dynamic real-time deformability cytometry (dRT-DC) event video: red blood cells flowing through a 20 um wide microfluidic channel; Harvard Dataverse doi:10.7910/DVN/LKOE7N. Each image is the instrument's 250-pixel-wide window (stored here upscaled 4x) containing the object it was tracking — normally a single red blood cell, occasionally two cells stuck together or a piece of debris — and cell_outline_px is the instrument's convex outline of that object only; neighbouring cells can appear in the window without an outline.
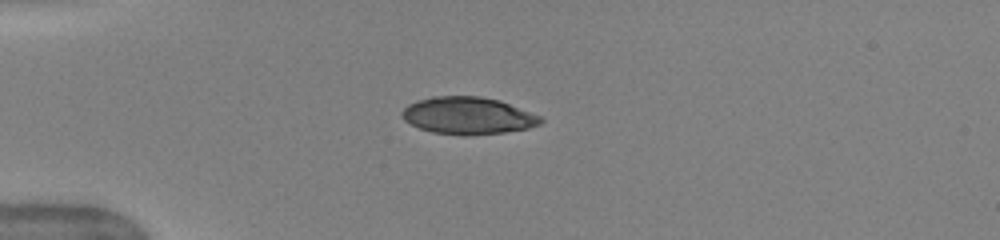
{"species": "human", "species_latin": "Homo sapiens", "temperature_condition": "warm", "stored_images_in_passage": 37, "camera_frame_rate_fps": 3000, "um_per_image_px": 0.085, "donor": {"sex": "female"}, "frame": {"image": 1, "passage_image": 1, "time_ms": 0.0, "image_size_px": [1000, 240], "cell_outline_px": [[544, 120], [540, 124], [528, 128], [504, 132], [468, 136], [464, 136], [432, 132], [420, 128], [404, 120], [400, 112], [408, 104], [416, 100], [432, 96], [480, 96], [500, 100], [540, 116]], "centroid_in_image_um": [39.75, 9.83], "position_along_channel_um": 45.2, "area_um2": 30.17}}
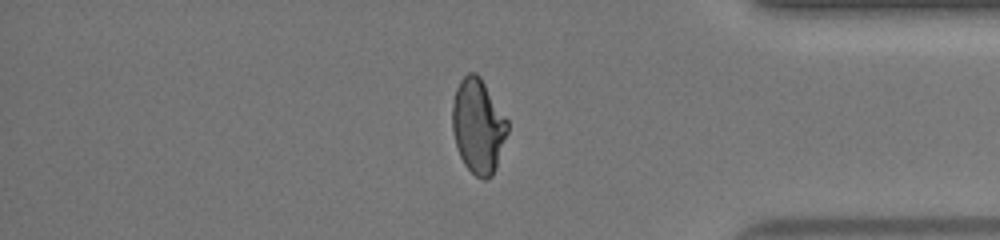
{"frame": {"image": 2, "passage_image": 30, "time_ms": 9.667, "image_size_px": [1000, 240], "cell_outline_px": [[508, 132], [496, 168], [492, 176], [484, 180], [476, 176], [464, 164], [460, 156], [456, 144], [452, 128], [452, 104], [456, 88], [460, 80], [468, 72], [476, 72], [480, 76], [508, 120]], "centroid_in_image_um": [40.64, 10.7], "position_along_channel_um": 394.6, "area_um2": 30.46}, "authors_computed_cell_mechanics": {"area_um2": 31.0386, "velocity_mm_per_s": 4.0701, "shape_relaxation_time_tau1_ms": 6.54, "shape_relaxation_time_tau2_ms": null, "deformation_change_tau1": 0.2158, "deformation_change_tau2": null}}